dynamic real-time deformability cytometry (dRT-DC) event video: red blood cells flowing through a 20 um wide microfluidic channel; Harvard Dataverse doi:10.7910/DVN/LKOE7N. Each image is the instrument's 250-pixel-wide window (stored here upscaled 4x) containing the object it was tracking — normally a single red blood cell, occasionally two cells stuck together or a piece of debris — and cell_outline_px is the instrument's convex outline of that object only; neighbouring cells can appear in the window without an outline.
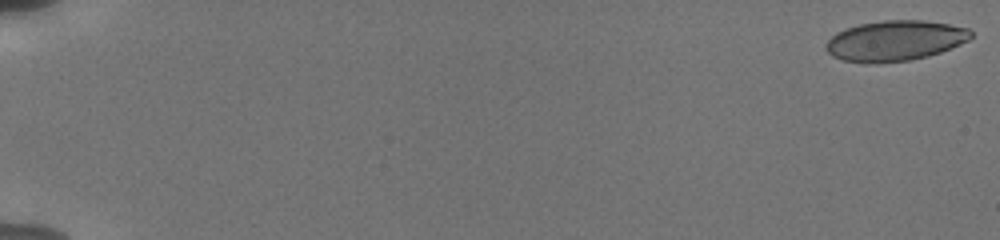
{"species": "human", "species_latin": "Homo sapiens", "temperature_condition": "cold", "stored_images_in_passage": 14, "camera_frame_rate_fps": 3000, "um_per_image_px": 0.085, "donor": {"sex": "male"}, "frame": {"image": 1, "passage_image": 1, "time_ms": 0.0, "image_size_px": [1000, 240], "cell_outline_px": [[972, 36], [968, 40], [960, 44], [940, 52], [928, 56], [908, 60], [876, 64], [868, 64], [844, 60], [832, 56], [828, 52], [824, 44], [836, 32], [844, 28], [860, 24], [884, 20], [924, 20], [948, 24], [968, 28], [972, 32]], "centroid_in_image_um": [76.05, 3.46], "position_along_channel_um": 9.0, "area_um2": 34.22}}
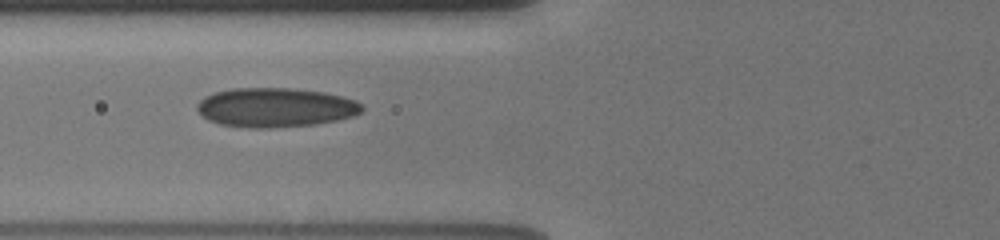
{"frame": {"image": 2, "passage_image": 8, "time_ms": 7.667, "image_size_px": [1000, 240], "cell_outline_px": [[364, 108], [360, 112], [352, 116], [336, 120], [316, 124], [272, 128], [248, 128], [220, 124], [208, 120], [196, 108], [196, 104], [204, 96], [216, 92], [232, 88], [292, 88], [324, 92], [356, 100]], "centroid_in_image_um": [23.39, 9.13], "position_along_channel_um": 102.4, "area_um2": 37.74}}
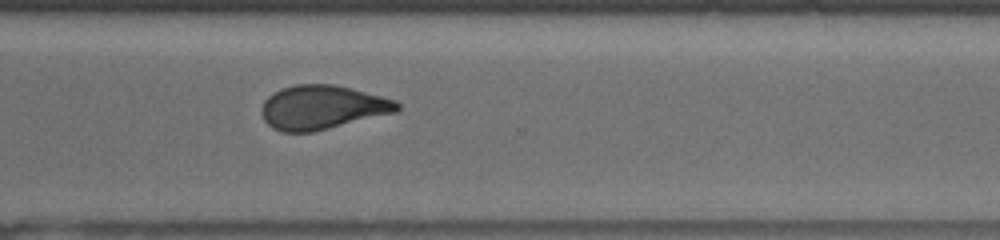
{"frame": {"image": 3, "passage_image": 14, "time_ms": 14.0, "image_size_px": [1000, 240], "cell_outline_px": [[400, 108], [396, 112], [312, 132], [284, 132], [272, 128], [264, 120], [260, 112], [260, 108], [264, 100], [272, 92], [280, 88], [296, 84], [332, 84], [352, 88], [396, 100], [400, 104]], "centroid_in_image_um": [27.35, 9.11], "position_along_channel_um": 343.2, "area_um2": 34.91}}